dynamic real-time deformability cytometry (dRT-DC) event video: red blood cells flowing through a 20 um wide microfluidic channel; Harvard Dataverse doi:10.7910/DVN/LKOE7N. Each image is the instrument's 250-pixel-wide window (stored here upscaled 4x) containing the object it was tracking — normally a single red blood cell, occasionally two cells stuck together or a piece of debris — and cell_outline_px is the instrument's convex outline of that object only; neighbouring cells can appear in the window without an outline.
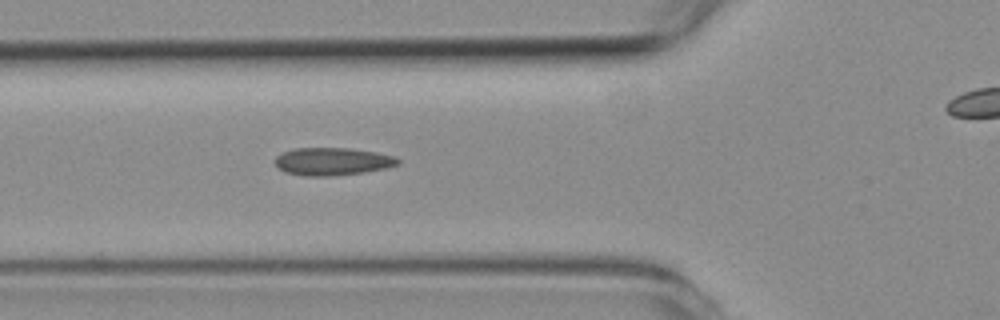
{"species": "common noctule bat (a hibernating species)", "species_latin": "Nyctalus noctula", "temperature_condition": "room temperature", "stored_images_in_passage": 6, "segment_of_instrument_passage": [1, 2], "camera_frame_rate_fps": 3000, "um_per_image_px": 0.085, "animal": {"sex": "female", "body_mass_g": 19.3, "forearm_length_mm": 54.1}, "frame": {"image": 1, "passage_image": 5, "time_ms": 5.667, "image_size_px": [1000, 320], "cell_outline_px": [[400, 164], [384, 168], [364, 172], [332, 176], [308, 176], [284, 172], [276, 164], [276, 156], [292, 148], [348, 148], [376, 152], [396, 156], [400, 160]], "centroid_in_image_um": [28.28, 13.72], "position_along_channel_um": 97.5, "area_um2": 19.77}}